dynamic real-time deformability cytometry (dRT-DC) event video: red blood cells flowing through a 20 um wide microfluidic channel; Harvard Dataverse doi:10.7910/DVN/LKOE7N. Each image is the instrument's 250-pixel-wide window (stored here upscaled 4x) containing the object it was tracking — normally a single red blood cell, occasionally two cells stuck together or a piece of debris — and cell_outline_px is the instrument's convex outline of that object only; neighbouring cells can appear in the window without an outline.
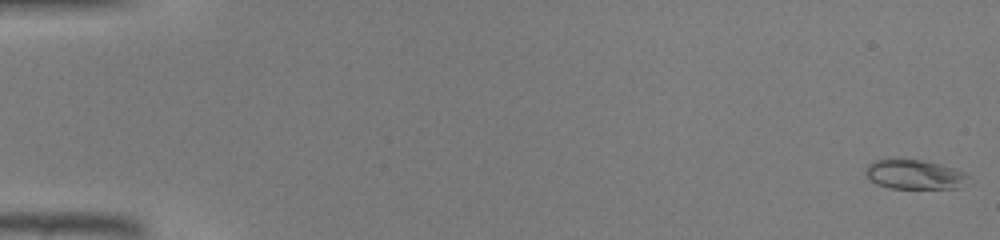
{"species": "common noctule bat (a hibernating species)", "species_latin": "Nyctalus noctula", "temperature_condition": "warm", "stored_images_in_passage": 46, "camera_frame_rate_fps": 3000, "um_per_image_px": 0.085, "animal": {"sex": "male", "body_mass_g": 19.0, "forearm_length_mm": 50.8}, "frame": {"image": 1, "passage_image": 1, "time_ms": 0.0, "image_size_px": [1000, 240], "cell_outline_px": [[972, 176], [960, 188], [888, 188], [876, 184], [864, 172], [868, 164], [872, 160], [888, 156], [892, 156], [920, 160], [940, 164], [964, 172]], "centroid_in_image_um": [77.68, 14.79], "position_along_channel_um": 7.3, "area_um2": 18.26}}
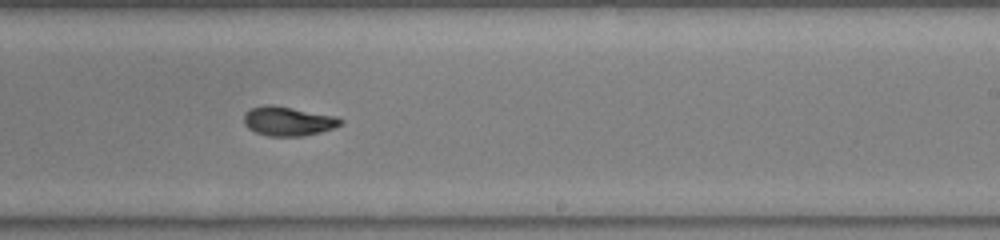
{"frame": {"image": 2, "passage_image": 29, "time_ms": 9.333, "image_size_px": [1000, 240], "cell_outline_px": [[344, 124], [320, 132], [304, 136], [268, 136], [256, 132], [248, 128], [244, 124], [244, 112], [252, 108], [268, 104], [272, 104], [336, 116], [344, 120]], "centroid_in_image_um": [24.5, 10.3], "position_along_channel_um": 264.5, "area_um2": 16.53}}
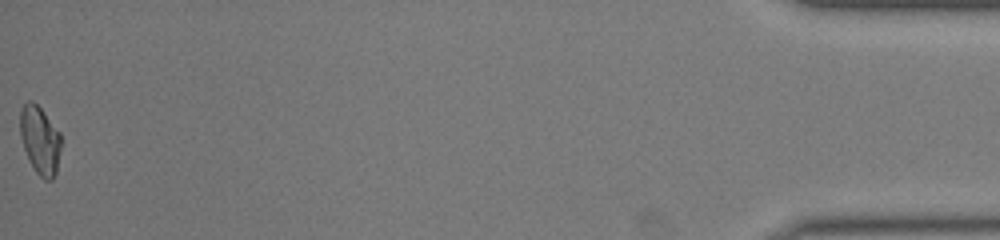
{"frame": {"image": 3, "passage_image": 46, "time_ms": 15.0, "image_size_px": [1000, 240], "cell_outline_px": [[60, 148], [56, 172], [52, 180], [44, 180], [36, 172], [28, 160], [20, 136], [20, 108], [28, 100], [32, 100], [40, 108], [60, 132]], "centroid_in_image_um": [3.38, 11.91], "position_along_channel_um": 431.8, "area_um2": 16.18}}